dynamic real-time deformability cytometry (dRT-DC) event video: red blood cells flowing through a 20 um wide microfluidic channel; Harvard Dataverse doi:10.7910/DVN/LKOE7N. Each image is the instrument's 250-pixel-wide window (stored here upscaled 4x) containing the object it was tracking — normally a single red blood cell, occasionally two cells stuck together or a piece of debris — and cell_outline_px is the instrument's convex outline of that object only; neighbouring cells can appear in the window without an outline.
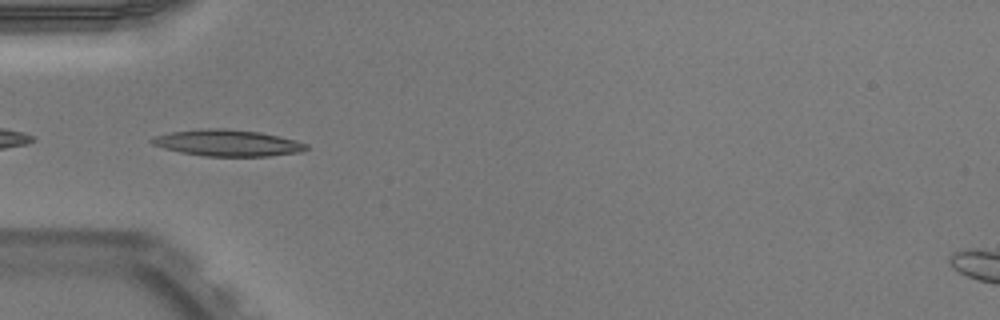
{"species": "Egyptian fruit bat (a non-hibernating species)", "species_latin": "Rousettus aegyptiacus", "temperature_condition": "warm", "stored_images_in_passage": 35, "camera_frame_rate_fps": 3000, "um_per_image_px": 0.085, "animal": {"sex": "male"}, "frame": {"image": 1, "passage_image": 1, "time_ms": 0.0, "image_size_px": [1000, 320], "cell_outline_px": [[308, 148], [300, 152], [268, 156], [204, 156], [180, 152], [164, 148], [152, 144], [148, 140], [156, 136], [172, 132], [200, 128], [228, 128], [260, 132], [296, 140], [308, 144]], "centroid_in_image_um": [19.34, 12.14], "position_along_channel_um": 65.7, "area_um2": 23.81}, "authors_computed_cell_mechanics": {"area_um2": 22.4264, "velocity_mm_per_s": 3.9935, "shape_relaxation_time_tau1_ms": 7.8344, "shape_relaxation_time_tau2_ms": 2.1642, "deformation_change_tau1": 0.2719, "deformation_change_tau2": 0.0938}}